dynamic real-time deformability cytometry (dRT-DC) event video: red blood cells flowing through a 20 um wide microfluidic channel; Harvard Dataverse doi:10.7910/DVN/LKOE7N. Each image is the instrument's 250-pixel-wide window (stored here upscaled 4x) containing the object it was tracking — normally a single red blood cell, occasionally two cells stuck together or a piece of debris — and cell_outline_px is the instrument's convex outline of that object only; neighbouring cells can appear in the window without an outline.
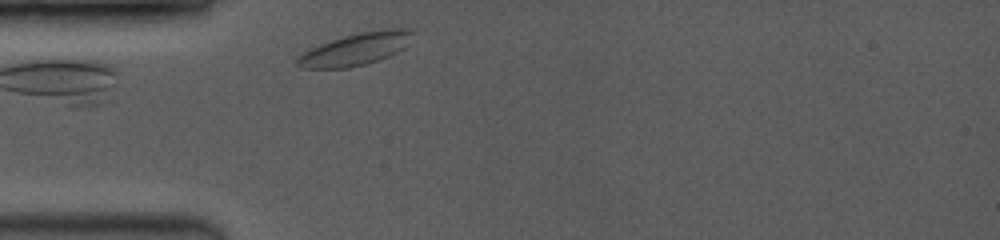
{"species": "common noctule bat (a hibernating species)", "species_latin": "Nyctalus noctula", "temperature_condition": "room temperature", "stored_images_in_passage": 3, "camera_frame_rate_fps": 3500, "um_per_image_px": 0.085, "animal": {"sex": "female", "body_mass_g": 19.0, "forearm_length_mm": 53.3}, "frame": {"image": 1, "passage_image": 3, "time_ms": 2.0, "image_size_px": [1000, 240], "cell_outline_px": [[416, 28], [404, 48], [388, 56], [364, 64], [348, 68], [300, 68], [296, 64], [296, 60], [300, 52], [320, 44], [344, 36], [360, 32], [384, 28]], "centroid_in_image_um": [30.22, 4.16], "position_along_channel_um": 54.8, "area_um2": 21.73}}